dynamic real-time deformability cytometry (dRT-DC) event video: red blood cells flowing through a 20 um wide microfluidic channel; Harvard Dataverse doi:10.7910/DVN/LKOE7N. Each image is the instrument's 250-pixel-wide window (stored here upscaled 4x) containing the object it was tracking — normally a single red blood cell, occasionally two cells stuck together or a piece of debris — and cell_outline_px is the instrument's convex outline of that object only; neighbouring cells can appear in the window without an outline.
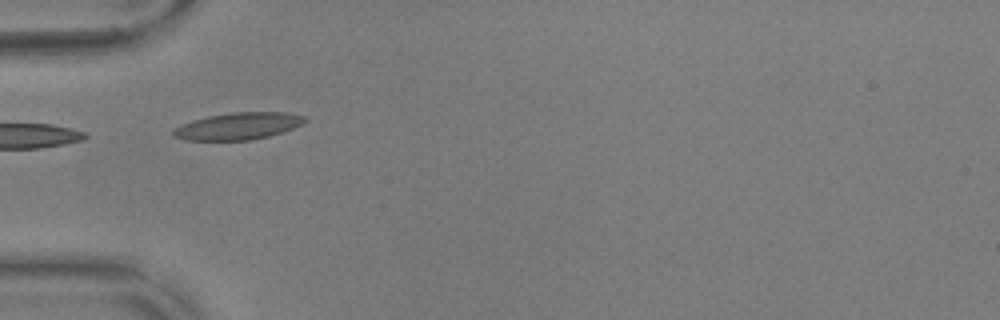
{"species": "common noctule bat (a hibernating species)", "species_latin": "Nyctalus noctula", "temperature_condition": "warm", "stored_images_in_passage": 3, "camera_frame_rate_fps": 3000, "um_per_image_px": 0.085, "animal": {"sex": "male", "body_mass_g": 17.9, "forearm_length_mm": 54.2}, "frame": {"image": 1, "passage_image": 1, "time_ms": 0.0, "image_size_px": [1000, 320], "cell_outline_px": [[308, 120], [304, 124], [268, 136], [248, 140], [184, 140], [172, 136], [172, 128], [180, 124], [192, 120], [208, 116], [232, 112], [288, 112], [308, 116]], "centroid_in_image_um": [20.24, 10.7], "position_along_channel_um": 64.8, "area_um2": 20.92}}